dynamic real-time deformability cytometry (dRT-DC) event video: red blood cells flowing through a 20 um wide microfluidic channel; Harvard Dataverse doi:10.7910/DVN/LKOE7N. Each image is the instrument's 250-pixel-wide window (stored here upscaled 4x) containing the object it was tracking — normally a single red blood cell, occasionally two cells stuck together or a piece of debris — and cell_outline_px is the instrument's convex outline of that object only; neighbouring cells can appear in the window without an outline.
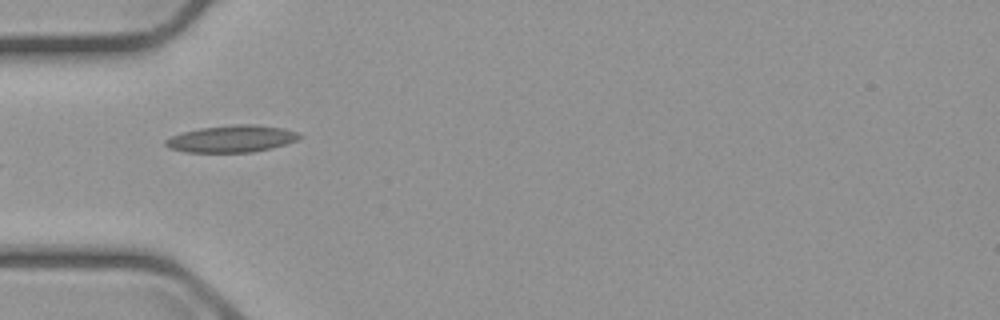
{"species": "common noctule bat (a hibernating species)", "species_latin": "Nyctalus noctula", "temperature_condition": "cold", "stored_images_in_passage": 6, "camera_frame_rate_fps": 3000, "um_per_image_px": 0.085, "animal": {"sex": "male", "body_mass_g": 23.1, "forearm_length_mm": 52.7}, "frame": {"image": 1, "passage_image": 5, "time_ms": 4.667, "image_size_px": [1000, 320], "cell_outline_px": [[300, 136], [296, 140], [284, 144], [252, 152], [184, 152], [168, 148], [164, 144], [164, 140], [180, 132], [200, 128], [232, 124], [256, 124], [284, 128], [296, 132]], "centroid_in_image_um": [19.62, 11.79], "position_along_channel_um": 65.4, "area_um2": 20.98}}
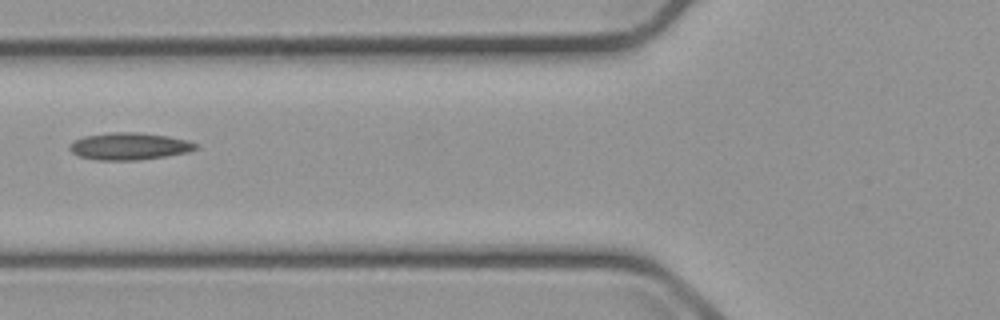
{"frame": {"image": 2, "passage_image": 6, "time_ms": 6.0, "image_size_px": [1000, 320], "cell_outline_px": [[200, 148], [188, 152], [164, 156], [136, 160], [96, 160], [80, 156], [72, 152], [68, 148], [76, 140], [84, 136], [112, 132], [136, 132], [168, 136], [188, 140], [196, 144]], "centroid_in_image_um": [11.02, 12.43], "position_along_channel_um": 114.8, "area_um2": 19.77}}